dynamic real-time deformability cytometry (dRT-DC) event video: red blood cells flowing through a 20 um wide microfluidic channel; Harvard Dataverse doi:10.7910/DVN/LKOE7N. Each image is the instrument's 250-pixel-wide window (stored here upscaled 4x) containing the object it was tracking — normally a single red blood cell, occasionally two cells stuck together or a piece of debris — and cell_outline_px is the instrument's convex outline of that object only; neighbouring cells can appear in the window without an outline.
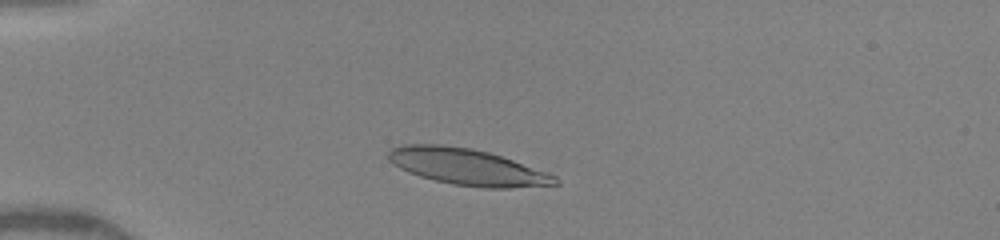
{"species": "human", "species_latin": "Homo sapiens", "temperature_condition": "warm", "stored_images_in_passage": 24, "camera_frame_rate_fps": 3000, "um_per_image_px": 0.085, "donor": {"sex": "female"}, "frame": {"image": 1, "passage_image": 2, "time_ms": 0.667, "image_size_px": [1000, 240], "cell_outline_px": [[560, 184], [508, 188], [484, 188], [452, 184], [420, 176], [408, 172], [392, 164], [388, 160], [388, 152], [392, 148], [404, 144], [440, 144], [472, 148], [488, 152], [548, 172], [556, 176], [560, 180]], "centroid_in_image_um": [39.72, 14.18], "position_along_channel_um": 45.3, "area_um2": 35.32}}
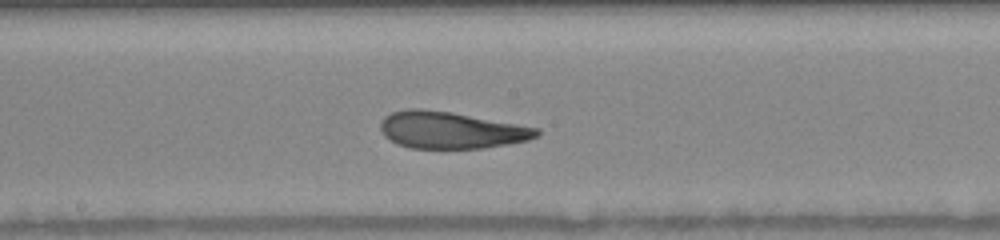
{"frame": {"image": 2, "passage_image": 8, "time_ms": 5.333, "image_size_px": [1000, 240], "cell_outline_px": [[540, 136], [528, 140], [480, 148], [408, 148], [396, 144], [384, 136], [380, 128], [380, 124], [384, 116], [392, 112], [408, 108], [420, 108], [452, 112], [540, 128]], "centroid_in_image_um": [38.3, 11.05], "position_along_channel_um": 209.9, "area_um2": 33.64}}
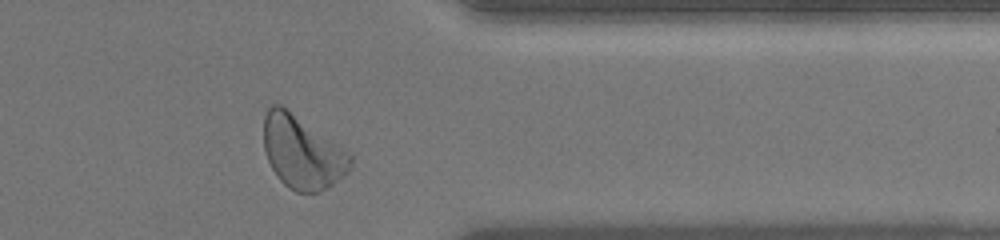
{"frame": {"image": 3, "passage_image": 22, "time_ms": 9.667, "image_size_px": [1000, 240], "cell_outline_px": [[352, 168], [344, 176], [320, 192], [296, 192], [288, 188], [276, 176], [268, 160], [264, 148], [264, 116], [268, 108], [272, 104], [280, 104], [336, 144], [352, 156]], "centroid_in_image_um": [25.66, 12.98], "position_along_channel_um": 385.7, "area_um2": 36.24}, "authors_computed_cell_mechanics": {"area_um2": 34.0731, "velocity_mm_per_s": 4.1903, "shape_relaxation_time_tau1_ms": 4.2273, "shape_relaxation_time_tau2_ms": 1.045, "deformation_change_tau1": 0.1889, "deformation_change_tau2": 0.0911}}